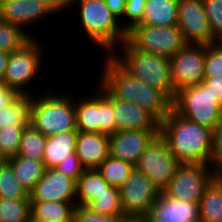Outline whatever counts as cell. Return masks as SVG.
<instances>
[{
  "instance_id": "cell-1",
  "label": "cell",
  "mask_w": 222,
  "mask_h": 222,
  "mask_svg": "<svg viewBox=\"0 0 222 222\" xmlns=\"http://www.w3.org/2000/svg\"><path fill=\"white\" fill-rule=\"evenodd\" d=\"M159 135L181 164L210 165L212 129L190 121L171 109L160 122Z\"/></svg>"
},
{
  "instance_id": "cell-2",
  "label": "cell",
  "mask_w": 222,
  "mask_h": 222,
  "mask_svg": "<svg viewBox=\"0 0 222 222\" xmlns=\"http://www.w3.org/2000/svg\"><path fill=\"white\" fill-rule=\"evenodd\" d=\"M79 7H78V6ZM78 8V20L85 38L110 55L127 39L120 20L110 11L104 0H70L69 8Z\"/></svg>"
},
{
  "instance_id": "cell-3",
  "label": "cell",
  "mask_w": 222,
  "mask_h": 222,
  "mask_svg": "<svg viewBox=\"0 0 222 222\" xmlns=\"http://www.w3.org/2000/svg\"><path fill=\"white\" fill-rule=\"evenodd\" d=\"M110 56L131 76L161 91L173 102L175 93L171 80L170 58L136 49L127 39Z\"/></svg>"
},
{
  "instance_id": "cell-4",
  "label": "cell",
  "mask_w": 222,
  "mask_h": 222,
  "mask_svg": "<svg viewBox=\"0 0 222 222\" xmlns=\"http://www.w3.org/2000/svg\"><path fill=\"white\" fill-rule=\"evenodd\" d=\"M73 93L48 89L40 96L32 95L30 125L44 136L77 130Z\"/></svg>"
},
{
  "instance_id": "cell-5",
  "label": "cell",
  "mask_w": 222,
  "mask_h": 222,
  "mask_svg": "<svg viewBox=\"0 0 222 222\" xmlns=\"http://www.w3.org/2000/svg\"><path fill=\"white\" fill-rule=\"evenodd\" d=\"M37 38L39 37L32 38L21 49L9 54L6 72L1 82L16 90L20 95L36 94L35 89L30 87L33 84L30 83H36L37 81L34 80L39 78L38 74L44 70L45 45L43 46Z\"/></svg>"
},
{
  "instance_id": "cell-6",
  "label": "cell",
  "mask_w": 222,
  "mask_h": 222,
  "mask_svg": "<svg viewBox=\"0 0 222 222\" xmlns=\"http://www.w3.org/2000/svg\"><path fill=\"white\" fill-rule=\"evenodd\" d=\"M172 109L180 116L212 130L222 117L218 99L202 81L179 90L172 102Z\"/></svg>"
},
{
  "instance_id": "cell-7",
  "label": "cell",
  "mask_w": 222,
  "mask_h": 222,
  "mask_svg": "<svg viewBox=\"0 0 222 222\" xmlns=\"http://www.w3.org/2000/svg\"><path fill=\"white\" fill-rule=\"evenodd\" d=\"M75 97L76 128L81 132H116V120L112 101L97 87L94 94Z\"/></svg>"
},
{
  "instance_id": "cell-8",
  "label": "cell",
  "mask_w": 222,
  "mask_h": 222,
  "mask_svg": "<svg viewBox=\"0 0 222 222\" xmlns=\"http://www.w3.org/2000/svg\"><path fill=\"white\" fill-rule=\"evenodd\" d=\"M127 40L136 49L168 58L187 45L177 25L155 27L138 24L127 32Z\"/></svg>"
},
{
  "instance_id": "cell-9",
  "label": "cell",
  "mask_w": 222,
  "mask_h": 222,
  "mask_svg": "<svg viewBox=\"0 0 222 222\" xmlns=\"http://www.w3.org/2000/svg\"><path fill=\"white\" fill-rule=\"evenodd\" d=\"M180 165L167 142L158 135L141 154L135 167L149 177L159 193H163Z\"/></svg>"
},
{
  "instance_id": "cell-10",
  "label": "cell",
  "mask_w": 222,
  "mask_h": 222,
  "mask_svg": "<svg viewBox=\"0 0 222 222\" xmlns=\"http://www.w3.org/2000/svg\"><path fill=\"white\" fill-rule=\"evenodd\" d=\"M217 171L206 164H181L163 192L167 197L199 203L205 188L216 177Z\"/></svg>"
},
{
  "instance_id": "cell-11",
  "label": "cell",
  "mask_w": 222,
  "mask_h": 222,
  "mask_svg": "<svg viewBox=\"0 0 222 222\" xmlns=\"http://www.w3.org/2000/svg\"><path fill=\"white\" fill-rule=\"evenodd\" d=\"M205 48L203 44H187L170 58L173 91L195 86L204 79Z\"/></svg>"
},
{
  "instance_id": "cell-12",
  "label": "cell",
  "mask_w": 222,
  "mask_h": 222,
  "mask_svg": "<svg viewBox=\"0 0 222 222\" xmlns=\"http://www.w3.org/2000/svg\"><path fill=\"white\" fill-rule=\"evenodd\" d=\"M123 214H148L160 196L149 177L136 167L131 171L129 178L119 187Z\"/></svg>"
},
{
  "instance_id": "cell-13",
  "label": "cell",
  "mask_w": 222,
  "mask_h": 222,
  "mask_svg": "<svg viewBox=\"0 0 222 222\" xmlns=\"http://www.w3.org/2000/svg\"><path fill=\"white\" fill-rule=\"evenodd\" d=\"M177 26L187 44L217 42L212 36L203 0H178Z\"/></svg>"
},
{
  "instance_id": "cell-14",
  "label": "cell",
  "mask_w": 222,
  "mask_h": 222,
  "mask_svg": "<svg viewBox=\"0 0 222 222\" xmlns=\"http://www.w3.org/2000/svg\"><path fill=\"white\" fill-rule=\"evenodd\" d=\"M159 135V130L116 131L109 135L110 156L136 166L141 154Z\"/></svg>"
},
{
  "instance_id": "cell-15",
  "label": "cell",
  "mask_w": 222,
  "mask_h": 222,
  "mask_svg": "<svg viewBox=\"0 0 222 222\" xmlns=\"http://www.w3.org/2000/svg\"><path fill=\"white\" fill-rule=\"evenodd\" d=\"M54 13L39 0H9L0 3V20L17 25L27 32L32 38L35 36L27 31L33 24H39L48 17H54ZM41 21V22H40Z\"/></svg>"
},
{
  "instance_id": "cell-16",
  "label": "cell",
  "mask_w": 222,
  "mask_h": 222,
  "mask_svg": "<svg viewBox=\"0 0 222 222\" xmlns=\"http://www.w3.org/2000/svg\"><path fill=\"white\" fill-rule=\"evenodd\" d=\"M98 87L113 103L116 131L159 130L160 122L147 110L133 102L113 97L99 82Z\"/></svg>"
},
{
  "instance_id": "cell-17",
  "label": "cell",
  "mask_w": 222,
  "mask_h": 222,
  "mask_svg": "<svg viewBox=\"0 0 222 222\" xmlns=\"http://www.w3.org/2000/svg\"><path fill=\"white\" fill-rule=\"evenodd\" d=\"M29 197L39 202H76V182L55 168H47Z\"/></svg>"
},
{
  "instance_id": "cell-18",
  "label": "cell",
  "mask_w": 222,
  "mask_h": 222,
  "mask_svg": "<svg viewBox=\"0 0 222 222\" xmlns=\"http://www.w3.org/2000/svg\"><path fill=\"white\" fill-rule=\"evenodd\" d=\"M105 59V60H104ZM99 83L115 98L127 102L136 101L137 78L125 71L110 55H105Z\"/></svg>"
},
{
  "instance_id": "cell-19",
  "label": "cell",
  "mask_w": 222,
  "mask_h": 222,
  "mask_svg": "<svg viewBox=\"0 0 222 222\" xmlns=\"http://www.w3.org/2000/svg\"><path fill=\"white\" fill-rule=\"evenodd\" d=\"M146 216L149 222H200L199 203L176 200L160 193Z\"/></svg>"
},
{
  "instance_id": "cell-20",
  "label": "cell",
  "mask_w": 222,
  "mask_h": 222,
  "mask_svg": "<svg viewBox=\"0 0 222 222\" xmlns=\"http://www.w3.org/2000/svg\"><path fill=\"white\" fill-rule=\"evenodd\" d=\"M75 153L85 170L97 169L110 155L109 135L78 131Z\"/></svg>"
},
{
  "instance_id": "cell-21",
  "label": "cell",
  "mask_w": 222,
  "mask_h": 222,
  "mask_svg": "<svg viewBox=\"0 0 222 222\" xmlns=\"http://www.w3.org/2000/svg\"><path fill=\"white\" fill-rule=\"evenodd\" d=\"M78 130L47 136L43 162L46 168H55L63 159L75 153Z\"/></svg>"
},
{
  "instance_id": "cell-22",
  "label": "cell",
  "mask_w": 222,
  "mask_h": 222,
  "mask_svg": "<svg viewBox=\"0 0 222 222\" xmlns=\"http://www.w3.org/2000/svg\"><path fill=\"white\" fill-rule=\"evenodd\" d=\"M178 0H147L139 24L155 27L177 25Z\"/></svg>"
},
{
  "instance_id": "cell-23",
  "label": "cell",
  "mask_w": 222,
  "mask_h": 222,
  "mask_svg": "<svg viewBox=\"0 0 222 222\" xmlns=\"http://www.w3.org/2000/svg\"><path fill=\"white\" fill-rule=\"evenodd\" d=\"M135 103L161 122L172 109V102L159 90L137 78Z\"/></svg>"
},
{
  "instance_id": "cell-24",
  "label": "cell",
  "mask_w": 222,
  "mask_h": 222,
  "mask_svg": "<svg viewBox=\"0 0 222 222\" xmlns=\"http://www.w3.org/2000/svg\"><path fill=\"white\" fill-rule=\"evenodd\" d=\"M75 208L76 202L30 201L31 222L69 221L73 219Z\"/></svg>"
},
{
  "instance_id": "cell-25",
  "label": "cell",
  "mask_w": 222,
  "mask_h": 222,
  "mask_svg": "<svg viewBox=\"0 0 222 222\" xmlns=\"http://www.w3.org/2000/svg\"><path fill=\"white\" fill-rule=\"evenodd\" d=\"M111 185L97 169L84 170L76 182V206H88Z\"/></svg>"
},
{
  "instance_id": "cell-26",
  "label": "cell",
  "mask_w": 222,
  "mask_h": 222,
  "mask_svg": "<svg viewBox=\"0 0 222 222\" xmlns=\"http://www.w3.org/2000/svg\"><path fill=\"white\" fill-rule=\"evenodd\" d=\"M6 161L12 166L15 177L28 194L33 191L47 169L43 160L27 159L18 155Z\"/></svg>"
},
{
  "instance_id": "cell-27",
  "label": "cell",
  "mask_w": 222,
  "mask_h": 222,
  "mask_svg": "<svg viewBox=\"0 0 222 222\" xmlns=\"http://www.w3.org/2000/svg\"><path fill=\"white\" fill-rule=\"evenodd\" d=\"M200 222H222V182L215 177L199 201Z\"/></svg>"
},
{
  "instance_id": "cell-28",
  "label": "cell",
  "mask_w": 222,
  "mask_h": 222,
  "mask_svg": "<svg viewBox=\"0 0 222 222\" xmlns=\"http://www.w3.org/2000/svg\"><path fill=\"white\" fill-rule=\"evenodd\" d=\"M31 118V96L20 95L13 103L0 110V129L2 127H29Z\"/></svg>"
},
{
  "instance_id": "cell-29",
  "label": "cell",
  "mask_w": 222,
  "mask_h": 222,
  "mask_svg": "<svg viewBox=\"0 0 222 222\" xmlns=\"http://www.w3.org/2000/svg\"><path fill=\"white\" fill-rule=\"evenodd\" d=\"M134 167L128 162L109 155L97 170L111 186L119 188L129 178Z\"/></svg>"
},
{
  "instance_id": "cell-30",
  "label": "cell",
  "mask_w": 222,
  "mask_h": 222,
  "mask_svg": "<svg viewBox=\"0 0 222 222\" xmlns=\"http://www.w3.org/2000/svg\"><path fill=\"white\" fill-rule=\"evenodd\" d=\"M47 136L31 125L24 129L17 155L33 160H43Z\"/></svg>"
},
{
  "instance_id": "cell-31",
  "label": "cell",
  "mask_w": 222,
  "mask_h": 222,
  "mask_svg": "<svg viewBox=\"0 0 222 222\" xmlns=\"http://www.w3.org/2000/svg\"><path fill=\"white\" fill-rule=\"evenodd\" d=\"M30 221V199L0 198V222Z\"/></svg>"
},
{
  "instance_id": "cell-32",
  "label": "cell",
  "mask_w": 222,
  "mask_h": 222,
  "mask_svg": "<svg viewBox=\"0 0 222 222\" xmlns=\"http://www.w3.org/2000/svg\"><path fill=\"white\" fill-rule=\"evenodd\" d=\"M31 39L22 28L0 20V51L10 54L21 49Z\"/></svg>"
},
{
  "instance_id": "cell-33",
  "label": "cell",
  "mask_w": 222,
  "mask_h": 222,
  "mask_svg": "<svg viewBox=\"0 0 222 222\" xmlns=\"http://www.w3.org/2000/svg\"><path fill=\"white\" fill-rule=\"evenodd\" d=\"M87 208L94 213L112 216L123 215L119 188L110 186L106 189V192L94 199Z\"/></svg>"
},
{
  "instance_id": "cell-34",
  "label": "cell",
  "mask_w": 222,
  "mask_h": 222,
  "mask_svg": "<svg viewBox=\"0 0 222 222\" xmlns=\"http://www.w3.org/2000/svg\"><path fill=\"white\" fill-rule=\"evenodd\" d=\"M0 198L30 199L15 177L12 166L5 160L0 164Z\"/></svg>"
},
{
  "instance_id": "cell-35",
  "label": "cell",
  "mask_w": 222,
  "mask_h": 222,
  "mask_svg": "<svg viewBox=\"0 0 222 222\" xmlns=\"http://www.w3.org/2000/svg\"><path fill=\"white\" fill-rule=\"evenodd\" d=\"M25 128L27 127L11 126L0 129V154L4 160L17 155Z\"/></svg>"
},
{
  "instance_id": "cell-36",
  "label": "cell",
  "mask_w": 222,
  "mask_h": 222,
  "mask_svg": "<svg viewBox=\"0 0 222 222\" xmlns=\"http://www.w3.org/2000/svg\"><path fill=\"white\" fill-rule=\"evenodd\" d=\"M222 75V42L206 45L204 76Z\"/></svg>"
},
{
  "instance_id": "cell-37",
  "label": "cell",
  "mask_w": 222,
  "mask_h": 222,
  "mask_svg": "<svg viewBox=\"0 0 222 222\" xmlns=\"http://www.w3.org/2000/svg\"><path fill=\"white\" fill-rule=\"evenodd\" d=\"M203 4L212 36L222 42V0H203Z\"/></svg>"
},
{
  "instance_id": "cell-38",
  "label": "cell",
  "mask_w": 222,
  "mask_h": 222,
  "mask_svg": "<svg viewBox=\"0 0 222 222\" xmlns=\"http://www.w3.org/2000/svg\"><path fill=\"white\" fill-rule=\"evenodd\" d=\"M146 1L126 0L125 12L120 21L121 26L126 32H129L142 21Z\"/></svg>"
},
{
  "instance_id": "cell-39",
  "label": "cell",
  "mask_w": 222,
  "mask_h": 222,
  "mask_svg": "<svg viewBox=\"0 0 222 222\" xmlns=\"http://www.w3.org/2000/svg\"><path fill=\"white\" fill-rule=\"evenodd\" d=\"M73 220L74 222H119L120 216L94 213L86 206H76Z\"/></svg>"
},
{
  "instance_id": "cell-40",
  "label": "cell",
  "mask_w": 222,
  "mask_h": 222,
  "mask_svg": "<svg viewBox=\"0 0 222 222\" xmlns=\"http://www.w3.org/2000/svg\"><path fill=\"white\" fill-rule=\"evenodd\" d=\"M55 169L66 175L68 178L77 182L78 178L83 174L84 168L82 167L78 156L76 153L70 154V158L63 159Z\"/></svg>"
},
{
  "instance_id": "cell-41",
  "label": "cell",
  "mask_w": 222,
  "mask_h": 222,
  "mask_svg": "<svg viewBox=\"0 0 222 222\" xmlns=\"http://www.w3.org/2000/svg\"><path fill=\"white\" fill-rule=\"evenodd\" d=\"M210 165L216 171L222 166V117L213 129Z\"/></svg>"
},
{
  "instance_id": "cell-42",
  "label": "cell",
  "mask_w": 222,
  "mask_h": 222,
  "mask_svg": "<svg viewBox=\"0 0 222 222\" xmlns=\"http://www.w3.org/2000/svg\"><path fill=\"white\" fill-rule=\"evenodd\" d=\"M202 82L208 85V89L218 99V105L222 108V75L204 76Z\"/></svg>"
},
{
  "instance_id": "cell-43",
  "label": "cell",
  "mask_w": 222,
  "mask_h": 222,
  "mask_svg": "<svg viewBox=\"0 0 222 222\" xmlns=\"http://www.w3.org/2000/svg\"><path fill=\"white\" fill-rule=\"evenodd\" d=\"M20 94L13 88L0 82V110L13 103Z\"/></svg>"
},
{
  "instance_id": "cell-44",
  "label": "cell",
  "mask_w": 222,
  "mask_h": 222,
  "mask_svg": "<svg viewBox=\"0 0 222 222\" xmlns=\"http://www.w3.org/2000/svg\"><path fill=\"white\" fill-rule=\"evenodd\" d=\"M44 3L54 14L55 16L60 15V12L64 13L69 10V1L70 0H39Z\"/></svg>"
},
{
  "instance_id": "cell-45",
  "label": "cell",
  "mask_w": 222,
  "mask_h": 222,
  "mask_svg": "<svg viewBox=\"0 0 222 222\" xmlns=\"http://www.w3.org/2000/svg\"><path fill=\"white\" fill-rule=\"evenodd\" d=\"M110 11L121 20L126 6V0H104Z\"/></svg>"
},
{
  "instance_id": "cell-46",
  "label": "cell",
  "mask_w": 222,
  "mask_h": 222,
  "mask_svg": "<svg viewBox=\"0 0 222 222\" xmlns=\"http://www.w3.org/2000/svg\"><path fill=\"white\" fill-rule=\"evenodd\" d=\"M119 222H149L147 216L144 215H121Z\"/></svg>"
},
{
  "instance_id": "cell-47",
  "label": "cell",
  "mask_w": 222,
  "mask_h": 222,
  "mask_svg": "<svg viewBox=\"0 0 222 222\" xmlns=\"http://www.w3.org/2000/svg\"><path fill=\"white\" fill-rule=\"evenodd\" d=\"M8 60L9 53L0 51V82L3 80V77L5 75Z\"/></svg>"
},
{
  "instance_id": "cell-48",
  "label": "cell",
  "mask_w": 222,
  "mask_h": 222,
  "mask_svg": "<svg viewBox=\"0 0 222 222\" xmlns=\"http://www.w3.org/2000/svg\"><path fill=\"white\" fill-rule=\"evenodd\" d=\"M216 176H222V166L217 170Z\"/></svg>"
},
{
  "instance_id": "cell-49",
  "label": "cell",
  "mask_w": 222,
  "mask_h": 222,
  "mask_svg": "<svg viewBox=\"0 0 222 222\" xmlns=\"http://www.w3.org/2000/svg\"><path fill=\"white\" fill-rule=\"evenodd\" d=\"M40 222H53V221H50V220H45V221H40ZM61 222H74V220H69V221H61Z\"/></svg>"
},
{
  "instance_id": "cell-50",
  "label": "cell",
  "mask_w": 222,
  "mask_h": 222,
  "mask_svg": "<svg viewBox=\"0 0 222 222\" xmlns=\"http://www.w3.org/2000/svg\"><path fill=\"white\" fill-rule=\"evenodd\" d=\"M4 161H5L4 158L0 154V164L3 163Z\"/></svg>"
},
{
  "instance_id": "cell-51",
  "label": "cell",
  "mask_w": 222,
  "mask_h": 222,
  "mask_svg": "<svg viewBox=\"0 0 222 222\" xmlns=\"http://www.w3.org/2000/svg\"><path fill=\"white\" fill-rule=\"evenodd\" d=\"M222 182V176H216Z\"/></svg>"
},
{
  "instance_id": "cell-52",
  "label": "cell",
  "mask_w": 222,
  "mask_h": 222,
  "mask_svg": "<svg viewBox=\"0 0 222 222\" xmlns=\"http://www.w3.org/2000/svg\"><path fill=\"white\" fill-rule=\"evenodd\" d=\"M6 1H9V0H0V3L6 2Z\"/></svg>"
}]
</instances>
